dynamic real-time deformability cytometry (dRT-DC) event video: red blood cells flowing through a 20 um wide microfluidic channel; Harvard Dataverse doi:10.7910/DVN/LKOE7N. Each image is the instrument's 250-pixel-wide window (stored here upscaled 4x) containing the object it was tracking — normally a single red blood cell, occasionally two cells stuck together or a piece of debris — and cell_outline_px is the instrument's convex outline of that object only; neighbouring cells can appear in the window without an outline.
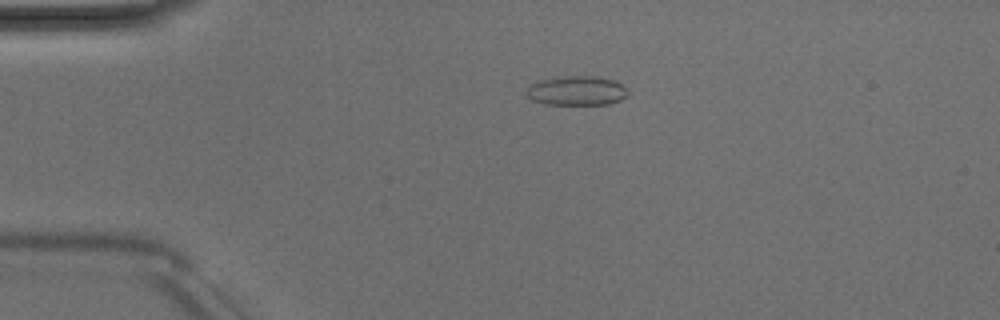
{"species": "Egyptian fruit bat (a non-hibernating species)", "species_latin": "Rousettus aegyptiacus", "temperature_condition": "room temperature", "stored_images_in_passage": 41, "camera_frame_rate_fps": 3000, "um_per_image_px": 0.085, "animal": {"sex": "male"}, "frame": {"image": 1, "passage_image": 1, "time_ms": 0.0, "image_size_px": [1000, 320], "cell_outline_px": [[628, 96], [620, 100], [608, 104], [544, 104], [532, 100], [528, 96], [528, 88], [532, 84], [544, 80], [560, 76], [592, 76], [612, 80], [620, 84], [628, 92]], "centroid_in_image_um": [49.04, 7.72], "position_along_channel_um": 36.0, "area_um2": 16.99}}
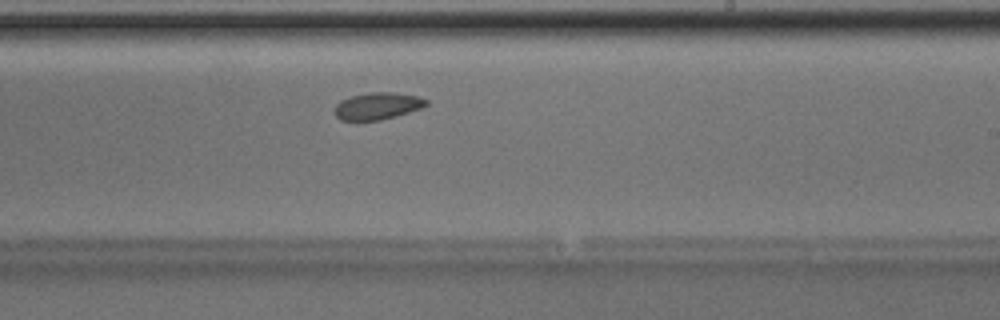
{"frame": {"image": 2, "passage_image": 21, "time_ms": 6.667, "image_size_px": [1000, 320], "cell_outline_px": [[428, 104], [424, 108], [396, 116], [380, 120], [340, 120], [336, 116], [336, 104], [340, 100], [348, 96], [368, 92], [392, 92], [416, 96], [428, 100]], "centroid_in_image_um": [32.1, 9.0], "position_along_channel_um": 256.9, "area_um2": 14.51}}
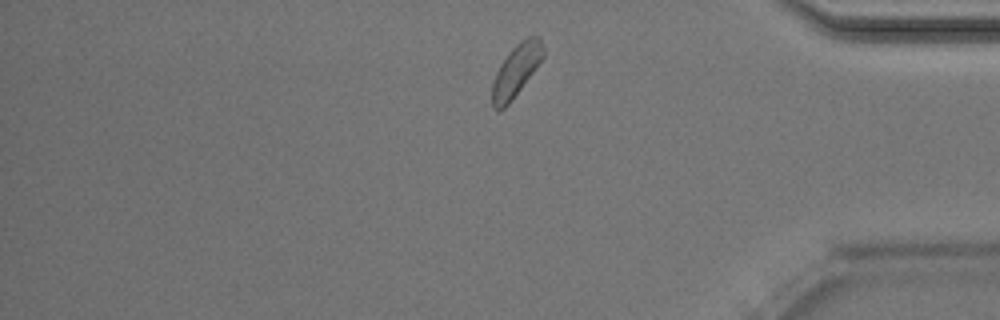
{"frame": {"image": 3, "passage_image": 33, "time_ms": 10.667, "image_size_px": [1000, 320], "cell_outline_px": [[544, 56], [536, 68], [508, 104], [500, 112], [496, 112], [492, 108], [492, 84], [496, 72], [500, 64], [508, 52], [520, 40], [528, 36], [540, 36], [544, 48]], "centroid_in_image_um": [43.86, 5.99], "position_along_channel_um": 391.3, "area_um2": 15.55}, "authors_computed_cell_mechanics": {"area_um2": 15.4904, "velocity_mm_per_s": 3.9038, "shape_relaxation_time_tau1_ms": 3.1579, "shape_relaxation_time_tau2_ms": null, "deformation_change_tau1": 0.0631, "deformation_change_tau2": null}}